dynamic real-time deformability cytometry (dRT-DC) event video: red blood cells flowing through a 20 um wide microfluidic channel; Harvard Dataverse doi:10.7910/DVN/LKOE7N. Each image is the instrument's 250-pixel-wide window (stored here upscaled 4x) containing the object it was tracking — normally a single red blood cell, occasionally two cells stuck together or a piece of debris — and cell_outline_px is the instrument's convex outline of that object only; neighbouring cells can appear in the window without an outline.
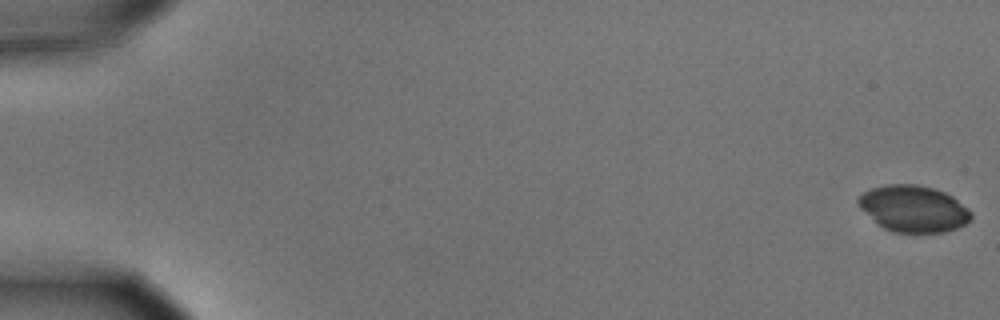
{"species": "common noctule bat (a hibernating species)", "species_latin": "Nyctalus noctula", "temperature_condition": "cold", "stored_images_in_passage": 4, "camera_frame_rate_fps": 3000, "um_per_image_px": 0.085, "animal": {"sex": "male", "body_mass_g": 15.6}, "frame": {"image": 1, "passage_image": 1, "time_ms": 0.0, "image_size_px": [1000, 320], "cell_outline_px": [[972, 216], [964, 224], [956, 228], [944, 232], [892, 232], [876, 224], [856, 204], [856, 200], [864, 192], [872, 188], [888, 184], [916, 184], [932, 188], [944, 192], [952, 196], [968, 208], [972, 212]], "centroid_in_image_um": [77.61, 17.74], "position_along_channel_um": 7.4, "area_um2": 30.52}}